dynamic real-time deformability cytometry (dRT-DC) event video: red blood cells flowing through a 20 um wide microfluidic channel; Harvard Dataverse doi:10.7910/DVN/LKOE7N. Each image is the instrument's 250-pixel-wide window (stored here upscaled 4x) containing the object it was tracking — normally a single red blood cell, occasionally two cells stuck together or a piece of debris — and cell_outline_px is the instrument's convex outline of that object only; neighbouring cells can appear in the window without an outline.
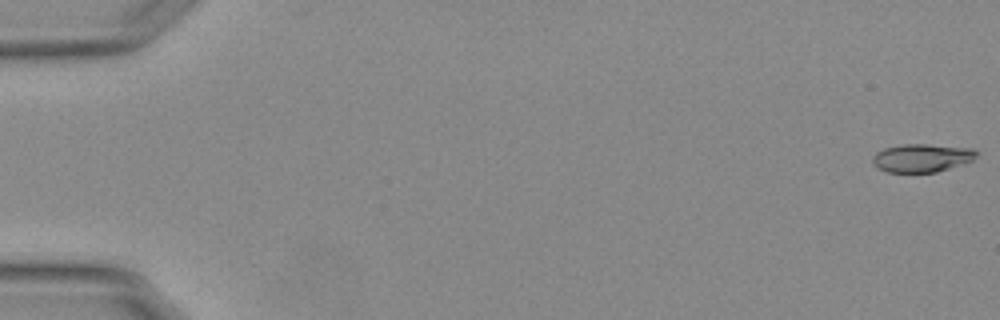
{"species": "Egyptian fruit bat (a non-hibernating species)", "species_latin": "Rousettus aegyptiacus", "temperature_condition": "warm", "stored_images_in_passage": 55, "camera_frame_rate_fps": 3000, "um_per_image_px": 0.085, "animal": {"sex": "female"}, "frame": {"image": 1, "passage_image": 1, "time_ms": 0.0, "image_size_px": [1000, 320], "cell_outline_px": [[976, 156], [972, 160], [936, 172], [888, 172], [876, 168], [872, 164], [872, 156], [876, 152], [884, 148], [904, 144], [928, 144], [972, 148], [976, 152]], "centroid_in_image_um": [78.29, 13.42], "position_along_channel_um": 6.7, "area_um2": 16.99}}
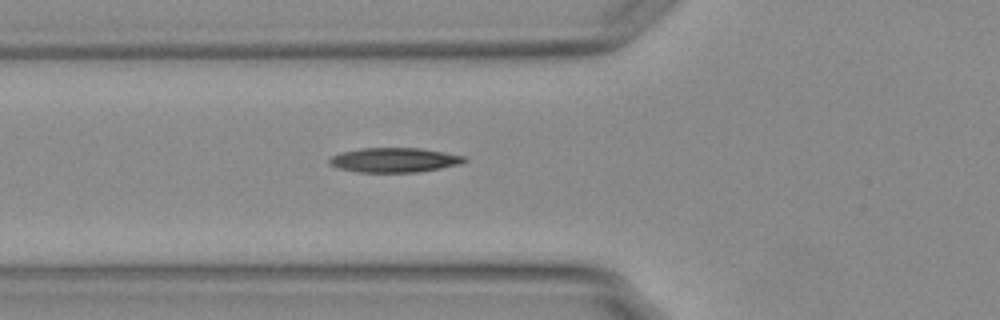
{"frame": {"image": 2, "passage_image": 21, "time_ms": 6.667, "image_size_px": [1000, 320], "cell_outline_px": [[468, 160], [460, 164], [440, 168], [416, 172], [360, 172], [340, 168], [328, 164], [328, 160], [332, 156], [340, 152], [360, 148], [420, 148], [468, 156]], "centroid_in_image_um": [33.54, 13.59], "position_along_channel_um": 92.3, "area_um2": 19.36}}
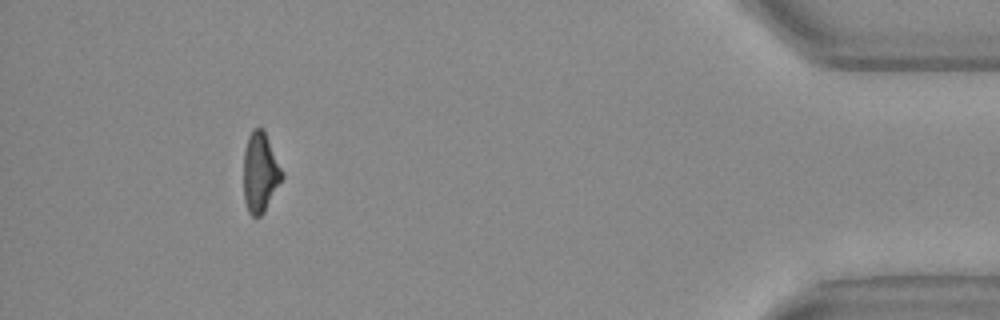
{"frame": {"image": 3, "passage_image": 51, "time_ms": 16.667, "image_size_px": [1000, 320], "cell_outline_px": [[284, 176], [264, 212], [260, 216], [252, 216], [248, 212], [244, 200], [244, 148], [248, 136], [252, 128], [264, 128], [284, 172]], "centroid_in_image_um": [22.12, 14.62], "position_along_channel_um": 413.1, "area_um2": 18.15}, "authors_computed_cell_mechanics": {"area_um2": 18.3804, "velocity_mm_per_s": 3.8029, "shape_relaxation_time_tau1_ms": null, "shape_relaxation_time_tau2_ms": 7.3989, "deformation_change_tau1": null, "deformation_change_tau2": 0.1886}}